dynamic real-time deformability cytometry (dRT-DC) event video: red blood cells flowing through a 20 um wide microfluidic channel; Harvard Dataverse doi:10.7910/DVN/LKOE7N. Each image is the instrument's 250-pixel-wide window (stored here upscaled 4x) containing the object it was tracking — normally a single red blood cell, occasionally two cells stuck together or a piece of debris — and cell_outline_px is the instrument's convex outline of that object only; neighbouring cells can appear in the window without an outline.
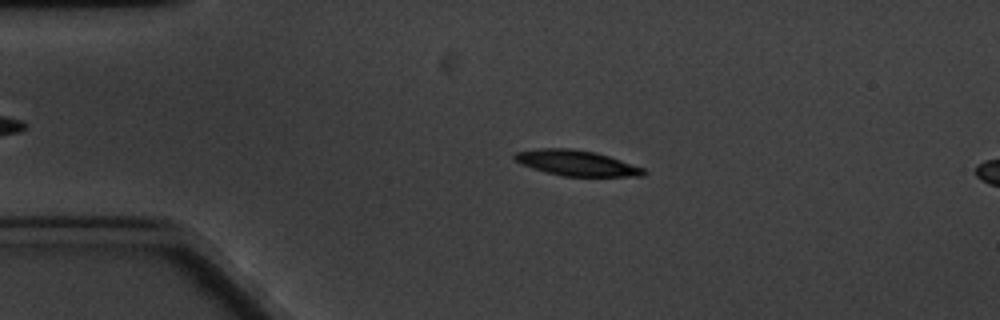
{"species": "common noctule bat (a hibernating species)", "species_latin": "Nyctalus noctula", "temperature_condition": "cold", "stored_images_in_passage": 60, "camera_frame_rate_fps": 3000, "um_per_image_px": 0.085, "animal": {"sex": "male", "body_mass_g": 20.1, "forearm_length_mm": 53.5}, "frame": {"image": 1, "passage_image": 12, "time_ms": 3.667, "image_size_px": [1000, 320], "cell_outline_px": [[648, 172], [644, 176], [564, 176], [532, 168], [516, 160], [512, 156], [516, 152], [540, 148], [572, 148], [596, 152], [644, 168]], "centroid_in_image_um": [49.04, 13.85], "position_along_channel_um": 36.0, "area_um2": 18.96}}
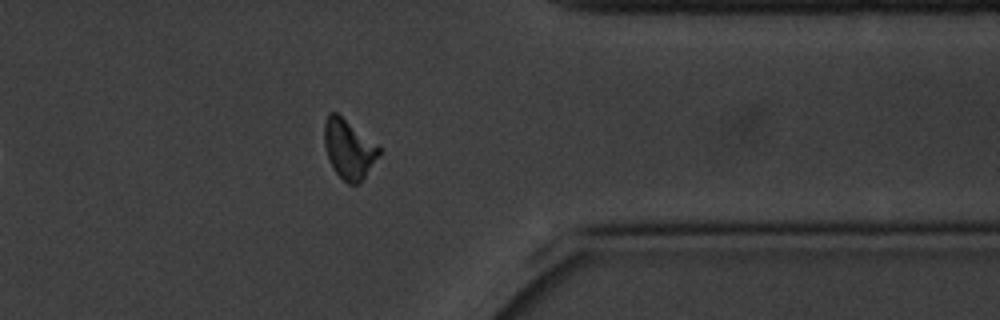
{"frame": {"image": 2, "passage_image": 48, "time_ms": 15.667, "image_size_px": [1000, 320], "cell_outline_px": [[380, 156], [364, 176], [356, 184], [348, 184], [336, 172], [328, 156], [324, 144], [324, 120], [328, 112], [336, 112], [380, 148]], "centroid_in_image_um": [29.62, 12.65], "position_along_channel_um": 381.8, "area_um2": 18.32}}
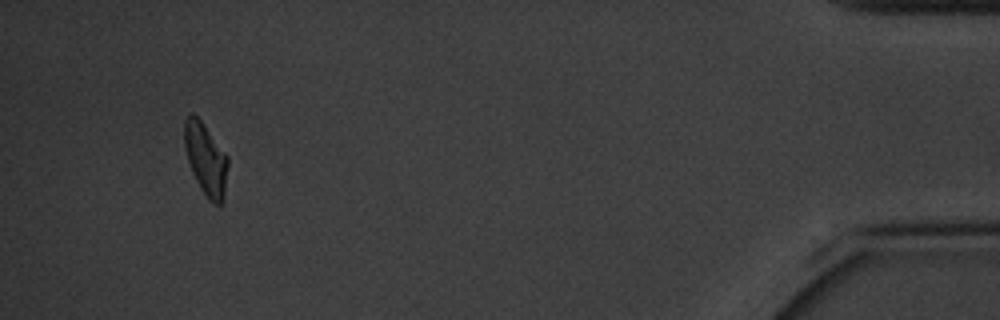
{"frame": {"image": 3, "passage_image": 57, "time_ms": 18.667, "image_size_px": [1000, 320], "cell_outline_px": [[228, 164], [224, 200], [220, 204], [216, 204], [208, 200], [200, 188], [192, 172], [188, 160], [184, 144], [184, 120], [188, 112], [192, 112], [200, 120], [228, 156]], "centroid_in_image_um": [17.49, 13.52], "position_along_channel_um": 417.7, "area_um2": 18.26}, "authors_computed_cell_mechanics": {"area_um2": 18.5538, "velocity_mm_per_s": 3.2494, "shape_relaxation_time_tau1_ms": 2.8712, "shape_relaxation_time_tau2_ms": null, "deformation_change_tau1": 0.1111, "deformation_change_tau2": null}}